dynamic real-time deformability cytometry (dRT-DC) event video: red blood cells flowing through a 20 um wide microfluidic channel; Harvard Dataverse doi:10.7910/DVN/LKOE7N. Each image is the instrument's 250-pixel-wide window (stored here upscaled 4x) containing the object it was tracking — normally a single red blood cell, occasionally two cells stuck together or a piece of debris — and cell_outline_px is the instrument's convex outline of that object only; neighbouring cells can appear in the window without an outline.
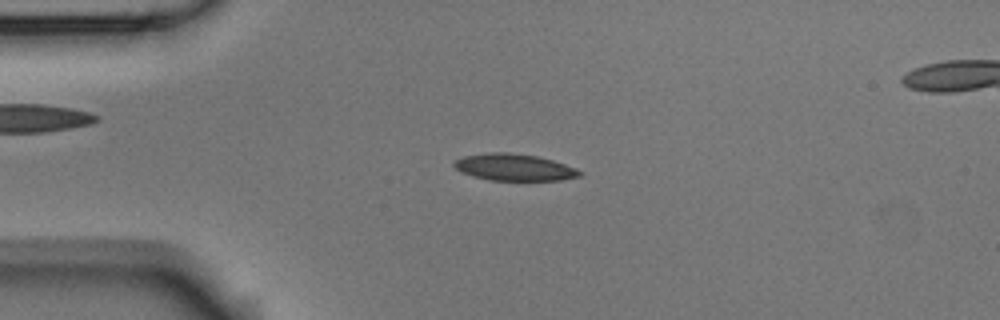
{"species": "Egyptian fruit bat (a non-hibernating species)", "species_latin": "Rousettus aegyptiacus", "temperature_condition": "room temperature", "stored_images_in_passage": 4, "camera_frame_rate_fps": 3000, "um_per_image_px": 0.085, "animal": {"sex": "male"}, "frame": {"image": 1, "passage_image": 3, "time_ms": 0.667, "image_size_px": [1000, 320], "cell_outline_px": [[584, 172], [580, 176], [560, 180], [488, 180], [472, 176], [456, 168], [452, 164], [456, 160], [464, 156], [488, 152], [508, 152], [536, 156], [552, 160], [576, 168]], "centroid_in_image_um": [43.72, 14.22], "position_along_channel_um": 41.3, "area_um2": 19.48}}